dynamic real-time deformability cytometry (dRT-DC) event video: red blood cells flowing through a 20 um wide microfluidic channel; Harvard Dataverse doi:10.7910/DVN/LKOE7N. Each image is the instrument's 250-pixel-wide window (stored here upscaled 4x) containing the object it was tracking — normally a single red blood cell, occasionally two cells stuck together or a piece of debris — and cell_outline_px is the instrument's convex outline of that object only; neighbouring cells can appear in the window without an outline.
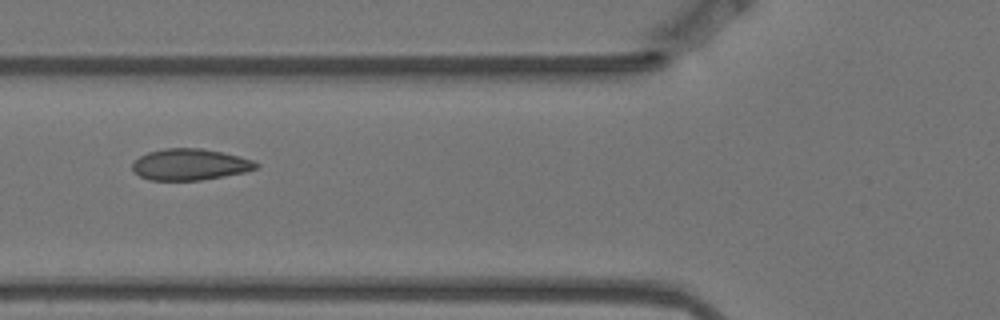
{"species": "Egyptian fruit bat (a non-hibernating species)", "species_latin": "Rousettus aegyptiacus", "temperature_condition": "warm", "stored_images_in_passage": 9, "camera_frame_rate_fps": 3000, "um_per_image_px": 0.085, "animal": {"sex": "female"}, "frame": {"image": 1, "passage_image": 6, "time_ms": 1.667, "image_size_px": [1000, 320], "cell_outline_px": [[260, 164], [256, 168], [244, 172], [200, 180], [148, 180], [140, 176], [132, 168], [132, 164], [140, 156], [148, 152], [164, 148], [200, 148], [240, 156], [252, 160]], "centroid_in_image_um": [16.13, 13.98], "position_along_channel_um": 109.7, "area_um2": 22.37}}
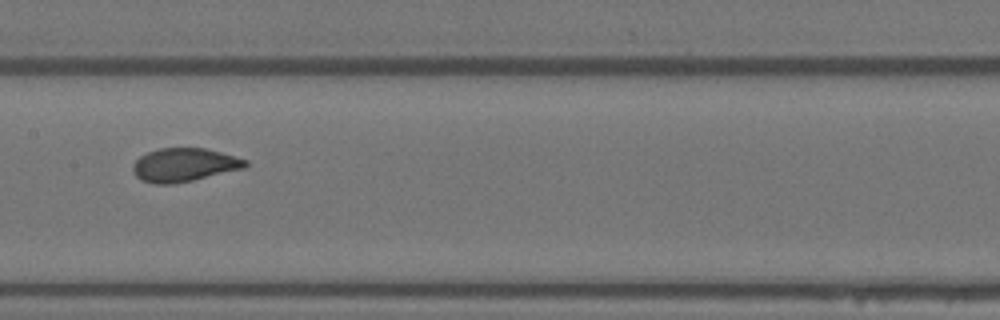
{"frame": {"image": 2, "passage_image": 8, "time_ms": 2.333, "image_size_px": [1000, 320], "cell_outline_px": [[248, 164], [244, 168], [192, 180], [172, 184], [152, 184], [140, 180], [136, 176], [132, 168], [132, 164], [140, 156], [148, 152], [160, 148], [204, 148], [236, 156], [248, 160]], "centroid_in_image_um": [15.63, 14.02], "position_along_channel_um": 191.8, "area_um2": 21.91}}
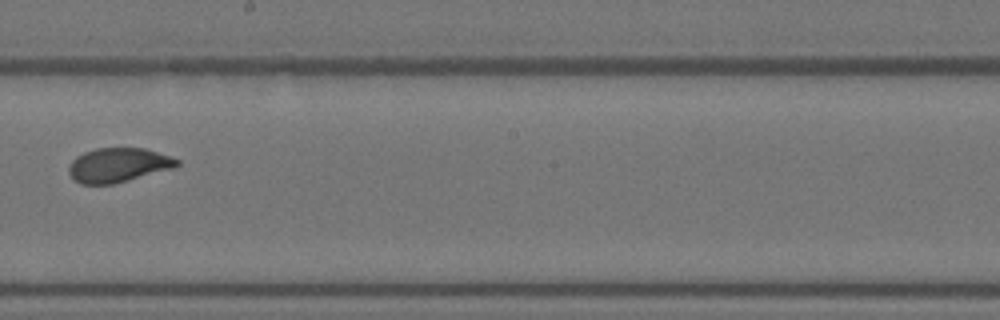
{"frame": {"image": 3, "passage_image": 9, "time_ms": 2.667, "image_size_px": [1000, 320], "cell_outline_px": [[180, 164], [176, 168], [112, 184], [80, 184], [68, 172], [68, 168], [72, 160], [76, 156], [84, 152], [96, 148], [144, 148], [172, 156], [180, 160]], "centroid_in_image_um": [10.09, 14.02], "position_along_channel_um": 238.1, "area_um2": 21.73}}